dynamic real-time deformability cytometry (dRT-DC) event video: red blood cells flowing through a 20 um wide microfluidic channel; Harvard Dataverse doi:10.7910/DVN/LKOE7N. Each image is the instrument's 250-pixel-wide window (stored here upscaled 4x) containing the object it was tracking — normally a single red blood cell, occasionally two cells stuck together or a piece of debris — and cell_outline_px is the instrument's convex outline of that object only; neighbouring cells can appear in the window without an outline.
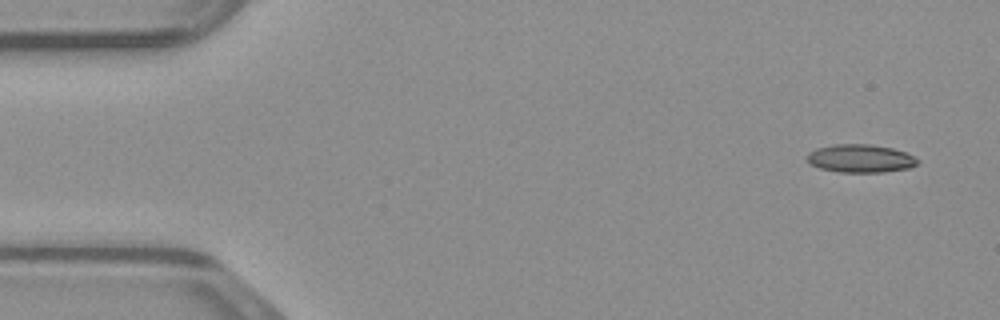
{"species": "common noctule bat (a hibernating species)", "species_latin": "Nyctalus noctula", "temperature_condition": "warm", "stored_images_in_passage": 46, "camera_frame_rate_fps": 3000, "um_per_image_px": 0.085, "animal": {"sex": "male", "body_mass_g": 23.1, "forearm_length_mm": 52.7}, "frame": {"image": 1, "passage_image": 1, "time_ms": 0.0, "image_size_px": [1000, 320], "cell_outline_px": [[920, 160], [916, 164], [908, 168], [884, 172], [840, 172], [820, 168], [808, 164], [808, 152], [816, 148], [836, 144], [868, 144], [892, 148], [904, 152]], "centroid_in_image_um": [73.11, 13.47], "position_along_channel_um": 11.9, "area_um2": 17.98}}
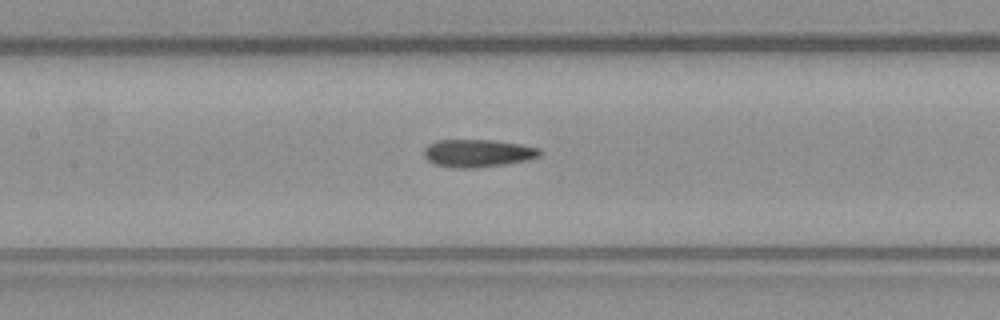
{"frame": {"image": 2, "passage_image": 20, "time_ms": 6.333, "image_size_px": [1000, 320], "cell_outline_px": [[540, 156], [524, 160], [504, 164], [476, 168], [456, 168], [436, 164], [428, 160], [424, 156], [424, 148], [428, 144], [436, 140], [496, 140], [520, 144], [536, 148], [540, 152]], "centroid_in_image_um": [40.55, 13.01], "position_along_channel_um": 166.8, "area_um2": 18.5}}
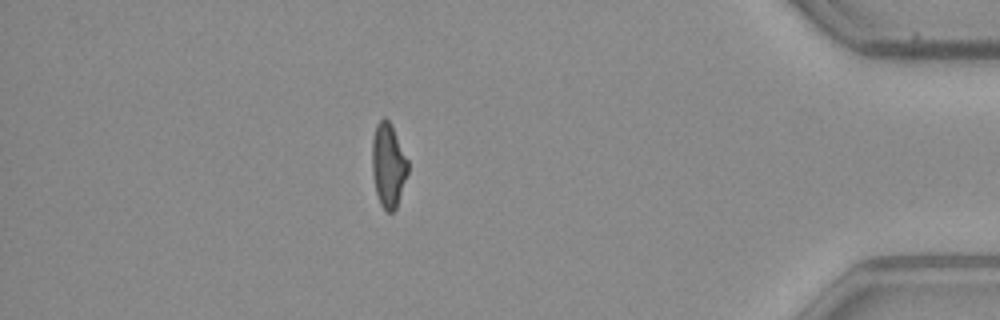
{"frame": {"image": 3, "passage_image": 40, "time_ms": 13.0, "image_size_px": [1000, 320], "cell_outline_px": [[408, 172], [396, 208], [392, 212], [388, 212], [380, 204], [376, 192], [372, 172], [372, 140], [376, 124], [384, 116], [392, 124], [408, 160]], "centroid_in_image_um": [33.0, 14.01], "position_along_channel_um": 402.2, "area_um2": 17.57}}